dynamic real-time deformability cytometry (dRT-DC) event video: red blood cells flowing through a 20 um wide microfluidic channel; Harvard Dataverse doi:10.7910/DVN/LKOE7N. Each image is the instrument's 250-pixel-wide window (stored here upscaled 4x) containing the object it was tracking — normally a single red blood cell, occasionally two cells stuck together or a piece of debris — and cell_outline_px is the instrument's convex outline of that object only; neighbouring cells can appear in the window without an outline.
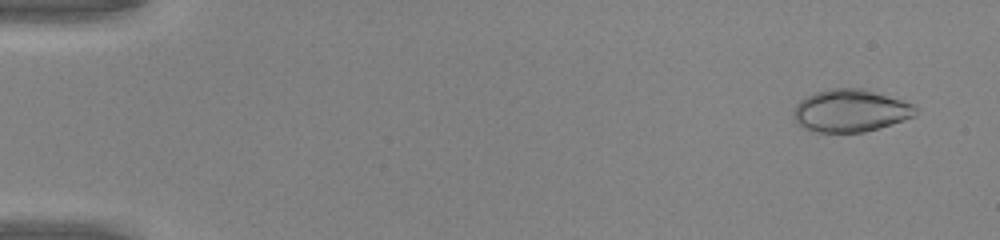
{"species": "common noctule bat (a hibernating species)", "species_latin": "Nyctalus noctula", "temperature_condition": "warm", "stored_images_in_passage": 47, "camera_frame_rate_fps": 3000, "um_per_image_px": 0.085, "animal": {"sex": "male", "body_mass_g": 20.0, "forearm_length_mm": 53.3}, "frame": {"image": 1, "passage_image": 1, "time_ms": 0.0, "image_size_px": [1000, 240], "cell_outline_px": [[916, 116], [880, 128], [864, 132], [816, 132], [804, 128], [796, 124], [792, 112], [792, 108], [800, 100], [816, 92], [828, 88], [860, 88], [916, 104]], "centroid_in_image_um": [72.27, 9.41], "position_along_channel_um": 12.7, "area_um2": 30.4}}
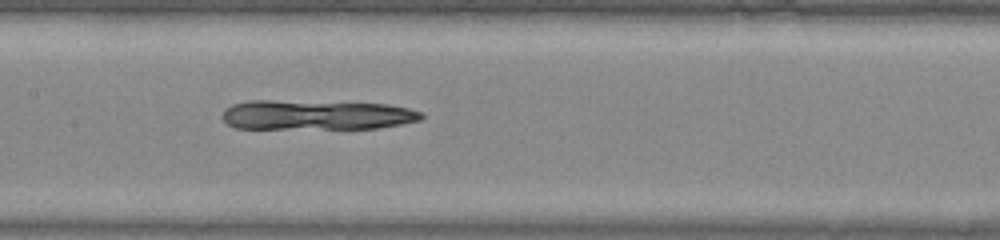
{"frame": {"image": 2, "passage_image": 23, "time_ms": 7.333, "image_size_px": [1000, 240], "cell_outline_px": [[424, 116], [420, 120], [400, 124], [376, 128], [236, 128], [228, 124], [220, 116], [224, 108], [232, 104], [248, 100], [272, 100], [388, 104], [408, 108], [420, 112]], "centroid_in_image_um": [26.83, 9.76], "position_along_channel_um": 180.6, "area_um2": 34.45}}